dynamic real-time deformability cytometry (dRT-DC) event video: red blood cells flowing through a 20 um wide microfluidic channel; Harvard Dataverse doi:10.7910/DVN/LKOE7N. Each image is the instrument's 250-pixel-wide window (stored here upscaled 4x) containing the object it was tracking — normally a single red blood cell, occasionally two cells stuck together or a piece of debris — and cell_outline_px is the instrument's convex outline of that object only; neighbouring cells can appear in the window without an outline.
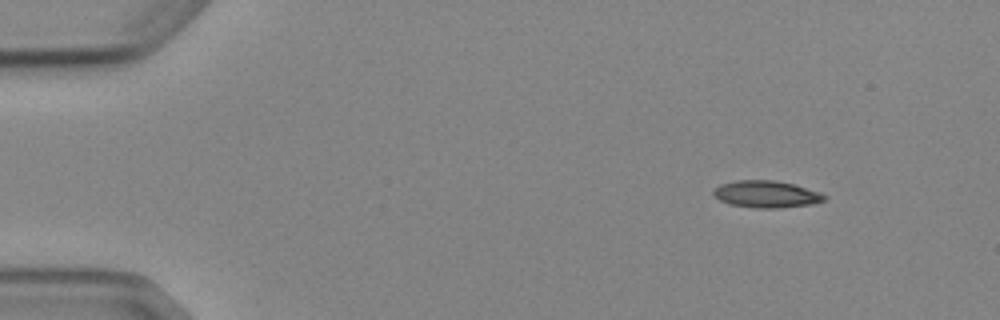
{"species": "Egyptian fruit bat (a non-hibernating species)", "species_latin": "Rousettus aegyptiacus", "temperature_condition": "cold", "stored_images_in_passage": 3, "camera_frame_rate_fps": 3000, "um_per_image_px": 0.085, "animal": {"sex": "female"}, "frame": {"image": 1, "passage_image": 1, "time_ms": 0.0, "image_size_px": [1000, 320], "cell_outline_px": [[828, 196], [824, 200], [812, 204], [780, 208], [756, 208], [728, 204], [712, 196], [712, 192], [720, 184], [736, 180], [776, 180], [792, 184], [820, 192]], "centroid_in_image_um": [65.11, 16.51], "position_along_channel_um": 19.9, "area_um2": 17.51}}
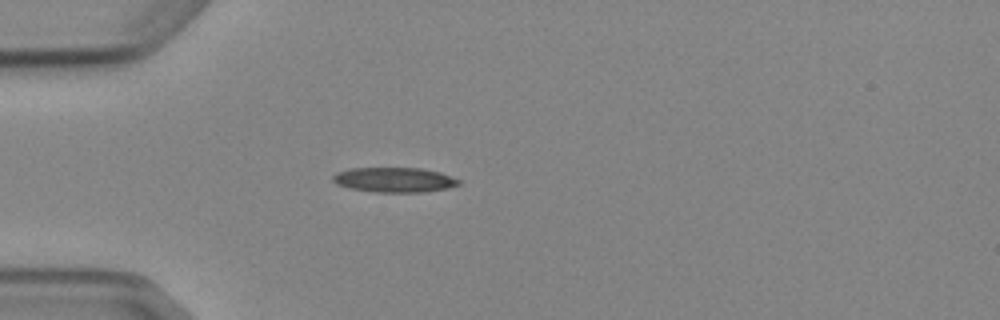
{"frame": {"image": 2, "passage_image": 3, "time_ms": 3.0, "image_size_px": [1000, 320], "cell_outline_px": [[460, 184], [444, 188], [424, 192], [376, 192], [352, 188], [336, 184], [332, 180], [332, 176], [336, 172], [348, 168], [420, 168], [440, 172], [460, 180]], "centroid_in_image_um": [33.48, 15.27], "position_along_channel_um": 51.5, "area_um2": 18.09}}